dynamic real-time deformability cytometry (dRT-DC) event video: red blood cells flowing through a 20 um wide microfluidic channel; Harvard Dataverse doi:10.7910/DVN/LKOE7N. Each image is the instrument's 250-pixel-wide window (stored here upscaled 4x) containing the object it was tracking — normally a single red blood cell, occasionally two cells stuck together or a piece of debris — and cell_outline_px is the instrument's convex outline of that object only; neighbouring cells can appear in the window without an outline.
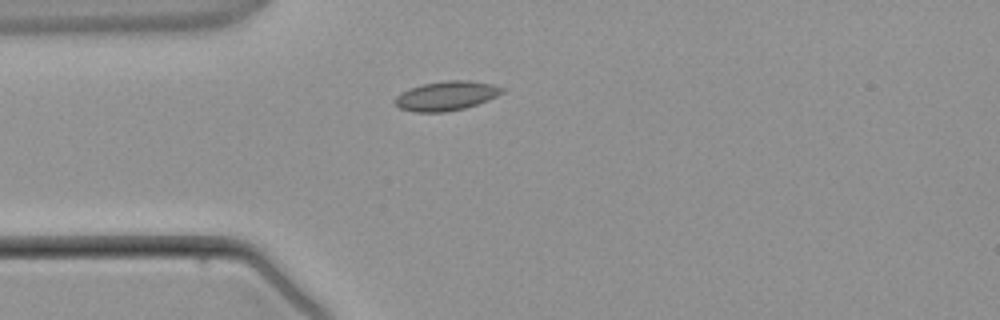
{"species": "common noctule bat (a hibernating species)", "species_latin": "Nyctalus noctula", "temperature_condition": "warm", "stored_images_in_passage": 1, "camera_frame_rate_fps": 3000, "um_per_image_px": 0.085, "animal": {"sex": "male", "body_mass_g": 21.5, "forearm_length_mm": 52.0}, "frame": {"image": 1, "passage_image": 1, "time_ms": 0.0, "image_size_px": [1000, 320], "cell_outline_px": [[504, 92], [488, 100], [464, 108], [444, 112], [412, 112], [400, 108], [392, 104], [392, 100], [400, 92], [424, 84], [448, 80], [468, 80], [492, 84], [504, 88]], "centroid_in_image_um": [37.89, 8.15], "position_along_channel_um": 47.1, "area_um2": 18.32}}